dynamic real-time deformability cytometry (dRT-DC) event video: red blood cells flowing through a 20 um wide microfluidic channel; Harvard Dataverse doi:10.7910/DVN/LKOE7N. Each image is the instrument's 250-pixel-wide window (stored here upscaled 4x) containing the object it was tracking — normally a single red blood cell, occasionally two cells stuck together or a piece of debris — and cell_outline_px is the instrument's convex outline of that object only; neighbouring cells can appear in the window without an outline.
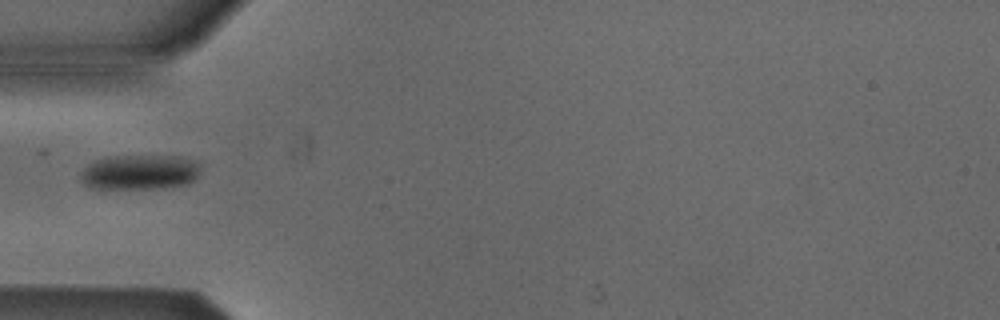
{"species": "Egyptian fruit bat (a non-hibernating species)", "species_latin": "Rousettus aegyptiacus", "temperature_condition": "cold", "stored_images_in_passage": 2, "camera_frame_rate_fps": 3000, "um_per_image_px": 0.085, "animal": {"sex": "male"}, "frame": {"image": 1, "passage_image": 1, "time_ms": 0.0, "image_size_px": [1000, 320], "cell_outline_px": [[200, 172], [196, 180], [188, 184], [160, 188], [88, 188], [80, 180], [80, 172], [88, 164], [96, 160], [108, 156], [180, 156], [196, 160], [200, 164]], "centroid_in_image_um": [11.9, 14.63], "position_along_channel_um": 73.1, "area_um2": 24.8}}
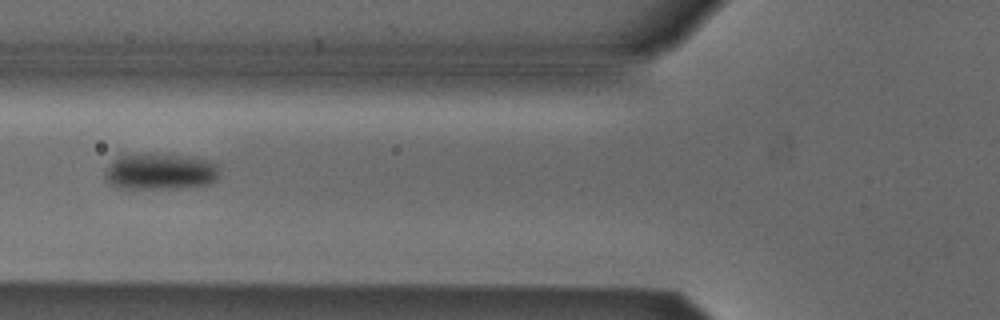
{"frame": {"image": 2, "passage_image": 2, "time_ms": 1.0, "image_size_px": [1000, 320], "cell_outline_px": [[220, 176], [216, 180], [204, 184], [176, 188], [116, 188], [104, 180], [104, 168], [112, 160], [120, 156], [144, 152], [156, 152], [196, 156], [216, 164], [220, 172]], "centroid_in_image_um": [13.56, 14.54], "position_along_channel_um": 112.2, "area_um2": 25.03}}